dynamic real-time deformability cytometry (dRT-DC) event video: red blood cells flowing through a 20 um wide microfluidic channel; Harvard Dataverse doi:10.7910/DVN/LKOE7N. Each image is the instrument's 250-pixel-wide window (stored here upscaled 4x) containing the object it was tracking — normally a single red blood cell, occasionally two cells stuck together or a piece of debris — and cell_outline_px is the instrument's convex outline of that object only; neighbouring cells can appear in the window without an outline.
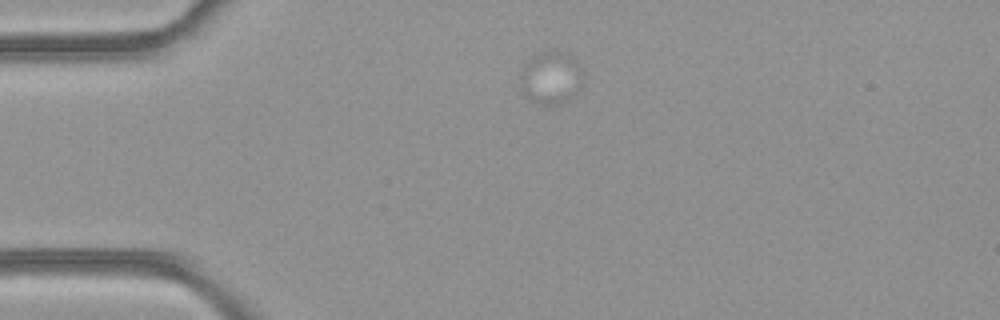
{"species": "common noctule bat (a hibernating species)", "species_latin": "Nyctalus noctula", "temperature_condition": "room temperature", "stored_images_in_passage": 2, "camera_frame_rate_fps": 3000, "um_per_image_px": 0.085, "animal": {"sex": "female", "body_mass_g": 21.9}, "frame": {"image": 1, "passage_image": 1, "time_ms": 0.0, "image_size_px": [1000, 320], "cell_outline_px": [[580, 88], [576, 96], [560, 104], [544, 104], [528, 96], [520, 88], [520, 80], [524, 64], [536, 52], [564, 52], [576, 60], [580, 68]], "centroid_in_image_um": [46.83, 6.6], "position_along_channel_um": 38.2, "area_um2": 18.79}}